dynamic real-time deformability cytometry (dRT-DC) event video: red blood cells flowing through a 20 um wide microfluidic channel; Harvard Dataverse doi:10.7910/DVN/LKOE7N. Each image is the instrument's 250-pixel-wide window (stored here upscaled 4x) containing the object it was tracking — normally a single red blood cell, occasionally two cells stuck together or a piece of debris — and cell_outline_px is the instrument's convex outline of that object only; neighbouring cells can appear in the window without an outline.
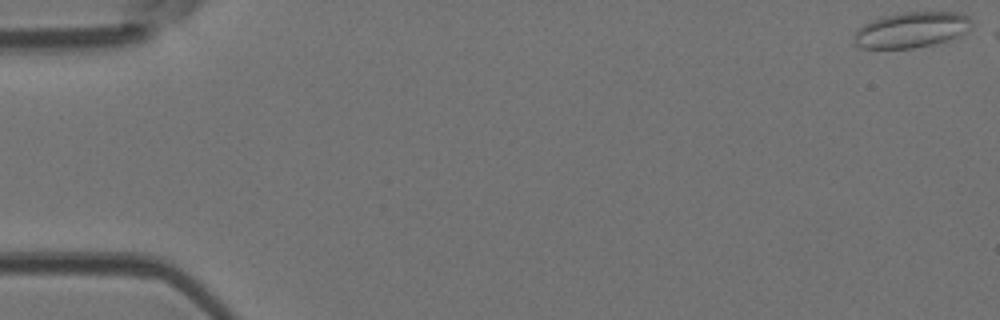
{"species": "Egyptian fruit bat (a non-hibernating species)", "species_latin": "Rousettus aegyptiacus", "temperature_condition": "room temperature", "stored_images_in_passage": 5, "camera_frame_rate_fps": 3000, "um_per_image_px": 0.085, "animal": {"sex": "female"}, "frame": {"image": 1, "passage_image": 1, "time_ms": 0.0, "image_size_px": [1000, 320], "cell_outline_px": [[972, 24], [964, 32], [948, 40], [932, 44], [912, 48], [864, 48], [856, 44], [852, 36], [856, 28], [880, 16], [904, 12], [960, 12], [968, 16], [972, 20]], "centroid_in_image_um": [77.43, 2.52], "position_along_channel_um": 7.6, "area_um2": 24.39}}